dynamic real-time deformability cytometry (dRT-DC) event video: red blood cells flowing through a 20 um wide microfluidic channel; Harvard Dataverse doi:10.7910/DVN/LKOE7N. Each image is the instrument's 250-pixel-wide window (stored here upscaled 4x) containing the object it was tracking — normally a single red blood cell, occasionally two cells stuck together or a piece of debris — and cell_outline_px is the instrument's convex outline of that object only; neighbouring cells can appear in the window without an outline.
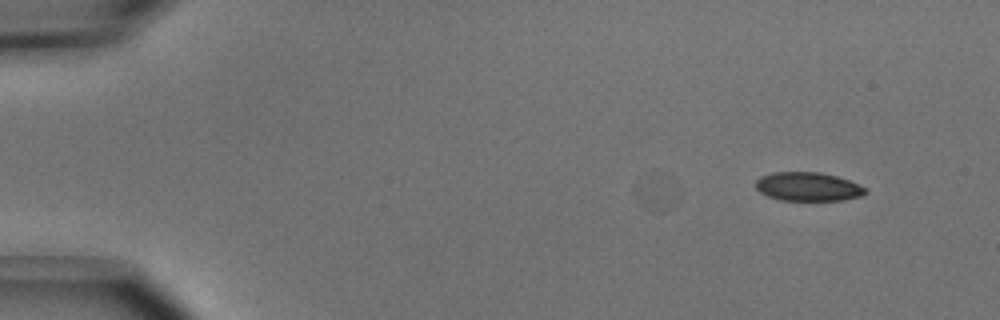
{"species": "common noctule bat (a hibernating species)", "species_latin": "Nyctalus noctula", "temperature_condition": "cold", "stored_images_in_passage": 4, "camera_frame_rate_fps": 3000, "um_per_image_px": 0.085, "animal": {"sex": "male", "body_mass_g": 15.6}, "frame": {"image": 1, "passage_image": 1, "time_ms": 0.0, "image_size_px": [1000, 320], "cell_outline_px": [[868, 192], [860, 196], [840, 200], [780, 200], [768, 196], [760, 192], [756, 188], [756, 180], [760, 176], [772, 172], [820, 172], [836, 176], [848, 180], [868, 188]], "centroid_in_image_um": [68.67, 15.86], "position_along_channel_um": 16.3, "area_um2": 18.38}}